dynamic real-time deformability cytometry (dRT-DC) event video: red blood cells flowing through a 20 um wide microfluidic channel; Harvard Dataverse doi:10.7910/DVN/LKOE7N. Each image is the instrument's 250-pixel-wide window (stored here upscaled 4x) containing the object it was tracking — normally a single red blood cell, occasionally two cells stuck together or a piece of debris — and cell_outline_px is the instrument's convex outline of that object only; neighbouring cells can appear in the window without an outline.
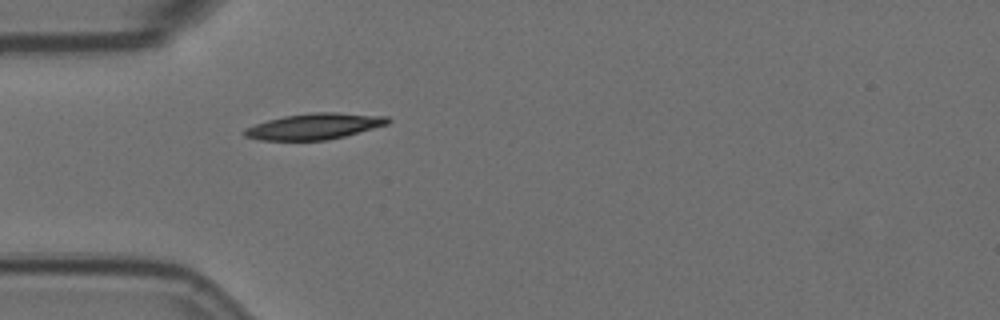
{"species": "Egyptian fruit bat (a non-hibernating species)", "species_latin": "Rousettus aegyptiacus", "temperature_condition": "room temperature", "stored_images_in_passage": 2, "camera_frame_rate_fps": 3000, "um_per_image_px": 0.085, "animal": {"sex": "female"}, "frame": {"image": 1, "passage_image": 2, "time_ms": 0.333, "image_size_px": [1000, 320], "cell_outline_px": [[392, 120], [388, 124], [344, 136], [328, 140], [260, 140], [244, 136], [240, 132], [244, 128], [268, 120], [284, 116], [312, 112], [336, 112], [388, 116]], "centroid_in_image_um": [26.71, 10.73], "position_along_channel_um": 58.3, "area_um2": 21.79}}